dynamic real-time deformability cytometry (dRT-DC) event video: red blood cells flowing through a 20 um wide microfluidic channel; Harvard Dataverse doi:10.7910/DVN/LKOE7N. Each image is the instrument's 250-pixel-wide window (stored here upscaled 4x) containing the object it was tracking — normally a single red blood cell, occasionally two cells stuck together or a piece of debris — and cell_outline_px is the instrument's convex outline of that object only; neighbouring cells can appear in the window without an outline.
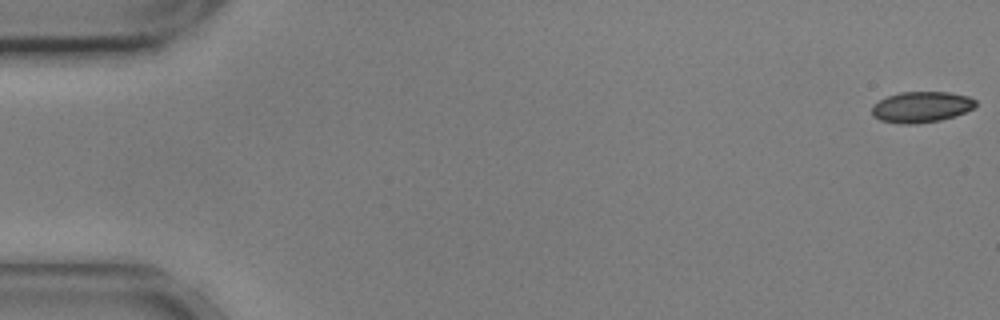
{"species": "common noctule bat (a hibernating species)", "species_latin": "Nyctalus noctula", "temperature_condition": "cold", "stored_images_in_passage": 56, "camera_frame_rate_fps": 3000, "um_per_image_px": 0.085, "animal": {"sex": "male", "body_mass_g": 17.9, "forearm_length_mm": 54.2}, "frame": {"image": 1, "passage_image": 1, "time_ms": 0.0, "image_size_px": [1000, 320], "cell_outline_px": [[976, 104], [972, 108], [956, 116], [940, 120], [916, 124], [900, 124], [880, 120], [872, 116], [872, 104], [888, 96], [900, 92], [948, 92], [968, 96], [976, 100]], "centroid_in_image_um": [78.29, 9.1], "position_along_channel_um": 6.7, "area_um2": 18.73}}
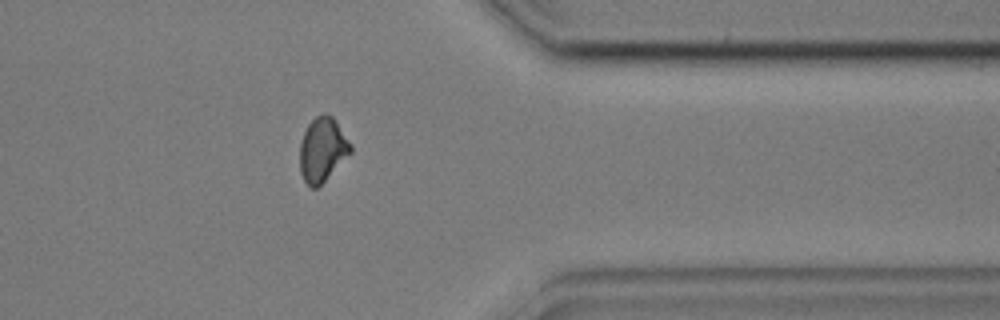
{"frame": {"image": 2, "passage_image": 45, "time_ms": 14.667, "image_size_px": [1000, 320], "cell_outline_px": [[352, 152], [316, 188], [312, 188], [304, 180], [300, 172], [300, 144], [304, 132], [308, 124], [316, 116], [324, 112], [332, 116], [352, 144]], "centroid_in_image_um": [27.41, 12.69], "position_along_channel_um": 384.0, "area_um2": 18.79}}
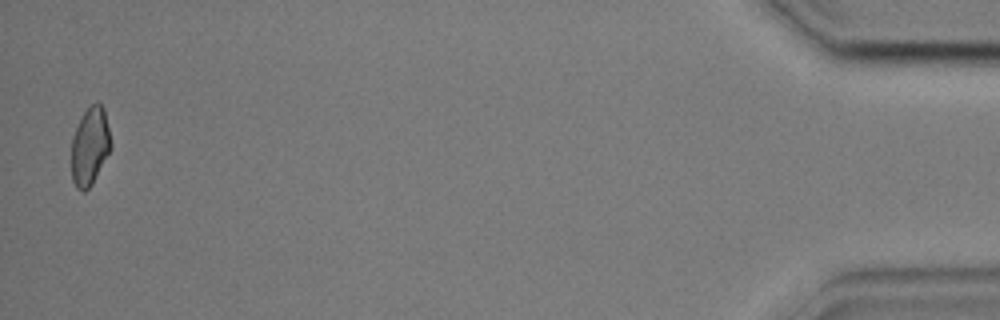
{"frame": {"image": 3, "passage_image": 55, "time_ms": 18.0, "image_size_px": [1000, 320], "cell_outline_px": [[112, 148], [92, 184], [84, 192], [80, 192], [76, 188], [72, 180], [72, 136], [84, 112], [92, 104], [100, 104], [104, 108], [112, 144]], "centroid_in_image_um": [7.65, 12.47], "position_along_channel_um": 427.5, "area_um2": 17.86}, "authors_computed_cell_mechanics": {"area_um2": 19.2185, "velocity_mm_per_s": 3.6047, "shape_relaxation_time_tau1_ms": 4.4968, "shape_relaxation_time_tau2_ms": 2.2955, "deformation_change_tau1": 0.0962, "deformation_change_tau2": 0.0585}}